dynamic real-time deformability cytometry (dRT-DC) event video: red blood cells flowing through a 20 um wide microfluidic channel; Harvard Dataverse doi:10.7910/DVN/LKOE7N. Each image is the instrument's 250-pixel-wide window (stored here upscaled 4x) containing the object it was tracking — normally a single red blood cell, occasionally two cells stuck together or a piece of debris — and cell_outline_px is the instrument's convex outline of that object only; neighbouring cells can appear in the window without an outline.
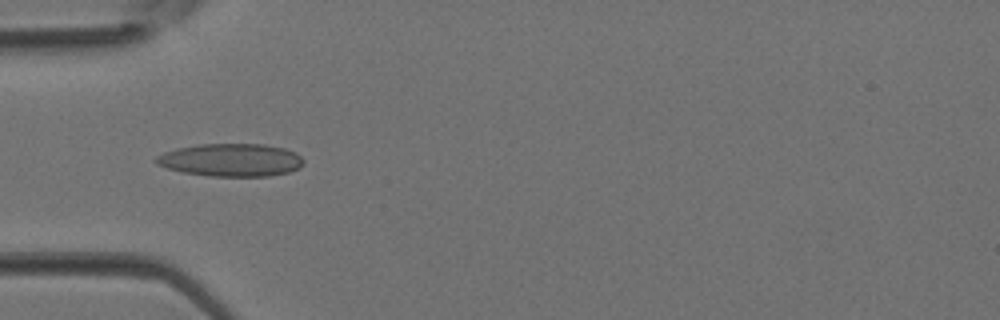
{"species": "Egyptian fruit bat (a non-hibernating species)", "species_latin": "Rousettus aegyptiacus", "temperature_condition": "room temperature", "stored_images_in_passage": 3, "camera_frame_rate_fps": 3000, "um_per_image_px": 0.085, "animal": {"sex": "female"}, "frame": {"image": 1, "passage_image": 3, "time_ms": 0.667, "image_size_px": [1000, 320], "cell_outline_px": [[304, 164], [300, 168], [288, 172], [268, 176], [208, 176], [184, 172], [168, 168], [156, 164], [152, 160], [156, 156], [164, 152], [176, 148], [200, 144], [264, 144], [284, 148], [296, 152], [304, 160]], "centroid_in_image_um": [19.63, 13.59], "position_along_channel_um": 65.4, "area_um2": 28.38}}